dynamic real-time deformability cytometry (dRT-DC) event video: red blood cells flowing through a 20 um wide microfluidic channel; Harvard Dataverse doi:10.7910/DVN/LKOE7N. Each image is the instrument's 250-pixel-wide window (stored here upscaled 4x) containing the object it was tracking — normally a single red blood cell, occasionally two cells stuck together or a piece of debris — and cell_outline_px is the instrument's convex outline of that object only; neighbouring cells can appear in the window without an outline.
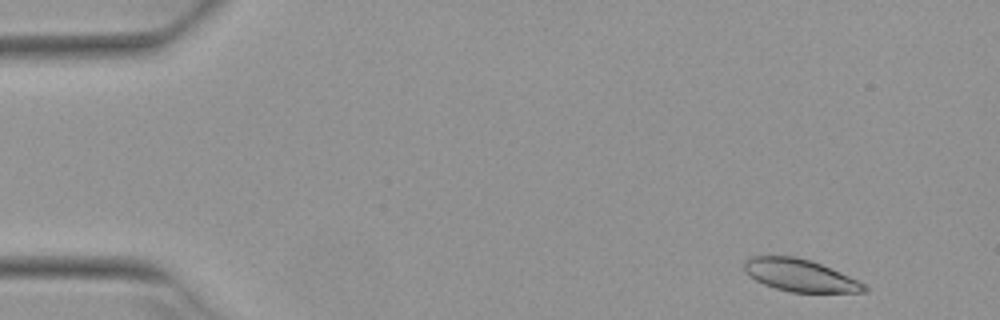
{"species": "Egyptian fruit bat (a non-hibernating species)", "species_latin": "Rousettus aegyptiacus", "temperature_condition": "warm", "stored_images_in_passage": 5, "camera_frame_rate_fps": 3000, "um_per_image_px": 0.085, "animal": {"sex": "female"}, "frame": {"image": 1, "passage_image": 1, "time_ms": 0.0, "image_size_px": [1000, 320], "cell_outline_px": [[868, 292], [792, 292], [776, 288], [764, 284], [756, 280], [744, 268], [744, 260], [752, 256], [796, 256], [812, 260], [840, 272], [864, 284], [868, 288]], "centroid_in_image_um": [68.01, 23.39], "position_along_channel_um": 17.0, "area_um2": 22.31}}
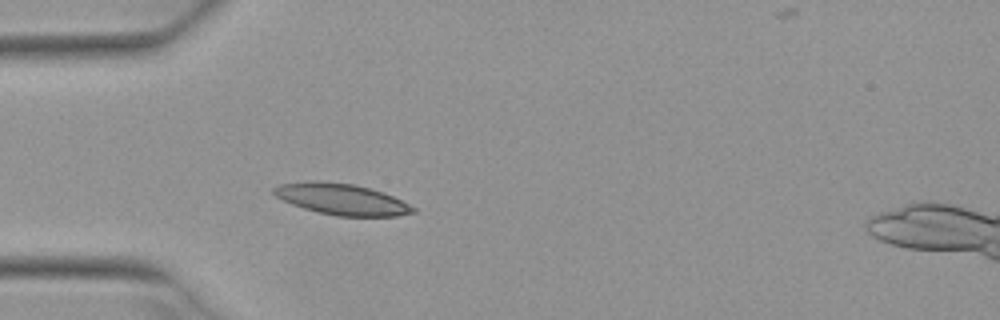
{"frame": {"image": 2, "passage_image": 4, "time_ms": 1.0, "image_size_px": [1000, 320], "cell_outline_px": [[416, 212], [396, 216], [336, 216], [316, 212], [292, 204], [276, 196], [272, 192], [272, 188], [280, 184], [316, 180], [356, 184], [384, 192], [416, 208]], "centroid_in_image_um": [29.04, 16.93], "position_along_channel_um": 56.0, "area_um2": 25.32}}